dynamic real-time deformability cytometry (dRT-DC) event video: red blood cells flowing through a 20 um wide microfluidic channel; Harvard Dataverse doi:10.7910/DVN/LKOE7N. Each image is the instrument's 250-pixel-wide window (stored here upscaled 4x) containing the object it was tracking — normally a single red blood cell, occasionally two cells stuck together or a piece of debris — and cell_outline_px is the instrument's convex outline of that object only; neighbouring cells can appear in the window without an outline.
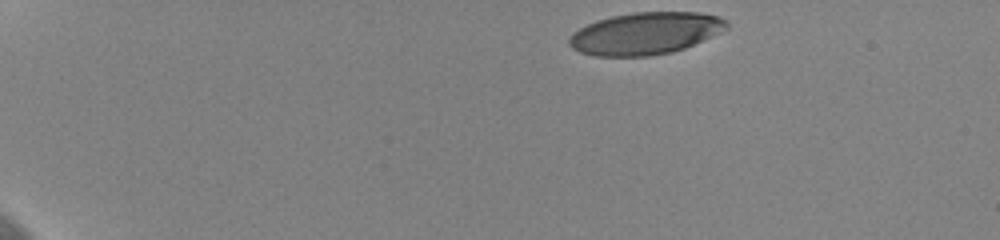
{"species": "human", "species_latin": "Homo sapiens", "temperature_condition": "cold", "stored_images_in_passage": 41, "camera_frame_rate_fps": 3000, "um_per_image_px": 0.085, "donor": {"sex": "female"}, "frame": {"image": 1, "passage_image": 1, "time_ms": 0.0, "image_size_px": [1000, 240], "cell_outline_px": [[728, 28], [720, 32], [684, 48], [672, 52], [648, 56], [592, 56], [580, 52], [572, 48], [568, 44], [568, 36], [572, 32], [596, 20], [612, 16], [632, 12], [696, 12], [720, 16], [728, 20]], "centroid_in_image_um": [54.83, 2.83], "position_along_channel_um": 30.2, "area_um2": 38.78}}
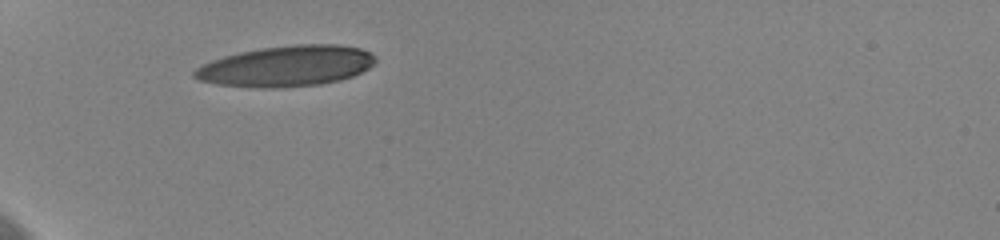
{"frame": {"image": 2, "passage_image": 11, "time_ms": 3.333, "image_size_px": [1000, 240], "cell_outline_px": [[376, 60], [368, 68], [352, 76], [340, 80], [320, 84], [272, 88], [252, 88], [216, 84], [200, 80], [192, 76], [192, 72], [196, 68], [212, 60], [224, 56], [240, 52], [260, 48], [296, 44], [340, 44], [360, 48], [368, 52]], "centroid_in_image_um": [24.3, 5.62], "position_along_channel_um": 60.7, "area_um2": 42.89}}
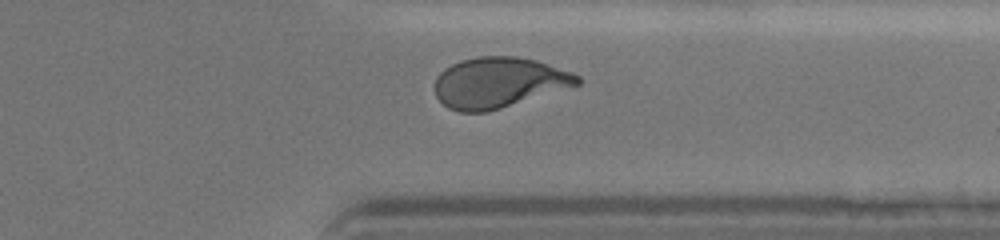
{"frame": {"image": 3, "passage_image": 38, "time_ms": 12.333, "image_size_px": [1000, 240], "cell_outline_px": [[580, 84], [488, 112], [460, 112], [448, 108], [436, 96], [436, 76], [444, 68], [460, 60], [480, 56], [516, 56], [536, 60], [572, 72], [580, 76]], "centroid_in_image_um": [42.38, 7.01], "position_along_channel_um": 369.0, "area_um2": 41.85}, "authors_computed_cell_mechanics": {"area_um2": 42.194, "velocity_mm_per_s": 3.6212, "shape_relaxation_time_tau1_ms": 6.0411, "shape_relaxation_time_tau2_ms": 1.3491, "deformation_change_tau1": 0.221, "deformation_change_tau2": 0.0847}}